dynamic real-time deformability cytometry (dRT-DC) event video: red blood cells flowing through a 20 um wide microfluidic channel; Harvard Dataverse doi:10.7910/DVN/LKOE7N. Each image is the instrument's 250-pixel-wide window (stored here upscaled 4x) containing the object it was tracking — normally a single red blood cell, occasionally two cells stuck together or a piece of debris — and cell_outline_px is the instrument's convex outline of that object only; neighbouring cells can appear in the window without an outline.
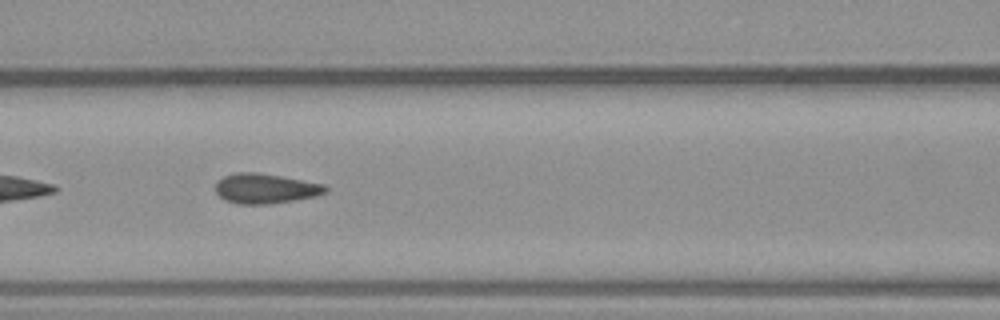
{"species": "common noctule bat (a hibernating species)", "species_latin": "Nyctalus noctula", "temperature_condition": "warm", "stored_images_in_passage": 13, "camera_frame_rate_fps": 3000, "um_per_image_px": 0.085, "animal": {"sex": "male", "body_mass_g": 23.1, "forearm_length_mm": 52.7}, "frame": {"image": 1, "passage_image": 8, "time_ms": 2.333, "image_size_px": [1000, 320], "cell_outline_px": [[328, 192], [316, 196], [296, 200], [268, 204], [240, 204], [224, 200], [216, 192], [216, 184], [224, 176], [236, 172], [256, 172], [280, 176], [324, 184], [328, 188]], "centroid_in_image_um": [22.58, 16.03], "position_along_channel_um": 144.0, "area_um2": 19.13}}